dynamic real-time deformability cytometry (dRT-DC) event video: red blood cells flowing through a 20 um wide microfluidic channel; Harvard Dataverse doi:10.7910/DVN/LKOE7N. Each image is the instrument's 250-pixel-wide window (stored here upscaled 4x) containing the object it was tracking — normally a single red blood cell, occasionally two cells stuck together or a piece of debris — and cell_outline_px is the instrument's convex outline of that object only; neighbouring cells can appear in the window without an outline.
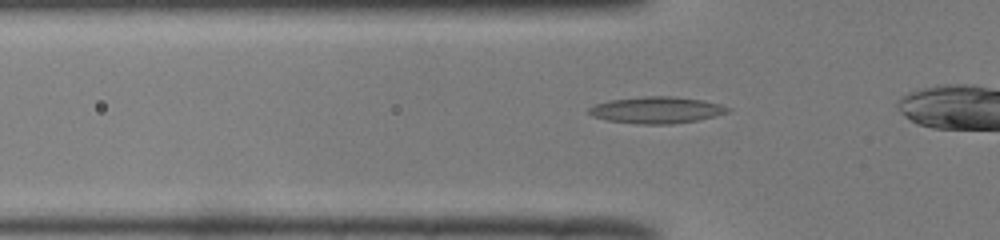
{"species": "common noctule bat (a hibernating species)", "species_latin": "Nyctalus noctula", "temperature_condition": "room temperature", "stored_images_in_passage": 27, "camera_frame_rate_fps": 3000, "um_per_image_px": 0.085, "animal": {"sex": "male", "body_mass_g": 19.0, "forearm_length_mm": 50.8}, "frame": {"image": 1, "passage_image": 2, "time_ms": 0.333, "image_size_px": [1000, 240], "cell_outline_px": [[732, 108], [728, 112], [696, 120], [672, 124], [636, 124], [608, 120], [592, 116], [588, 112], [588, 108], [596, 104], [612, 100], [644, 96], [672, 96], [704, 100], [720, 104]], "centroid_in_image_um": [55.81, 9.35], "position_along_channel_um": 70.0, "area_um2": 21.39}}
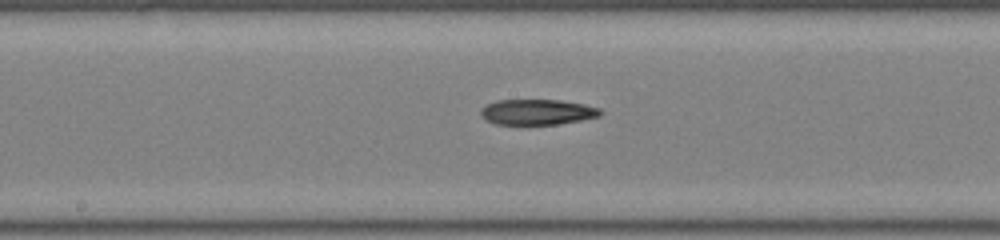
{"frame": {"image": 2, "passage_image": 12, "time_ms": 3.667, "image_size_px": [1000, 240], "cell_outline_px": [[604, 112], [600, 116], [580, 120], [556, 124], [496, 124], [488, 120], [480, 112], [488, 104], [496, 100], [560, 100], [584, 104], [600, 108]], "centroid_in_image_um": [45.74, 9.51], "position_along_channel_um": 202.5, "area_um2": 17.51}}
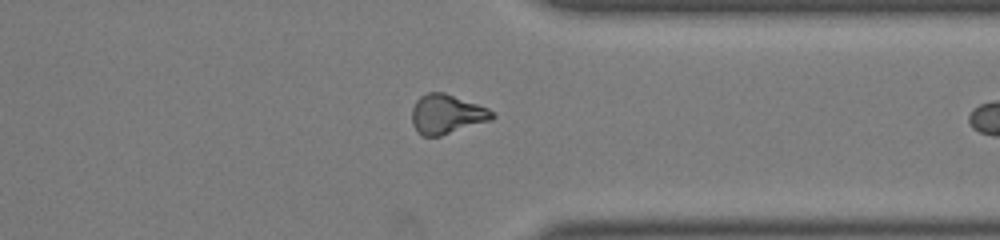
{"frame": {"image": 3, "passage_image": 25, "time_ms": 8.0, "image_size_px": [1000, 240], "cell_outline_px": [[496, 116], [492, 120], [440, 136], [420, 136], [416, 132], [412, 124], [412, 108], [416, 100], [420, 96], [428, 92], [444, 92], [488, 108]], "centroid_in_image_um": [37.94, 9.71], "position_along_channel_um": 373.5, "area_um2": 18.55}}